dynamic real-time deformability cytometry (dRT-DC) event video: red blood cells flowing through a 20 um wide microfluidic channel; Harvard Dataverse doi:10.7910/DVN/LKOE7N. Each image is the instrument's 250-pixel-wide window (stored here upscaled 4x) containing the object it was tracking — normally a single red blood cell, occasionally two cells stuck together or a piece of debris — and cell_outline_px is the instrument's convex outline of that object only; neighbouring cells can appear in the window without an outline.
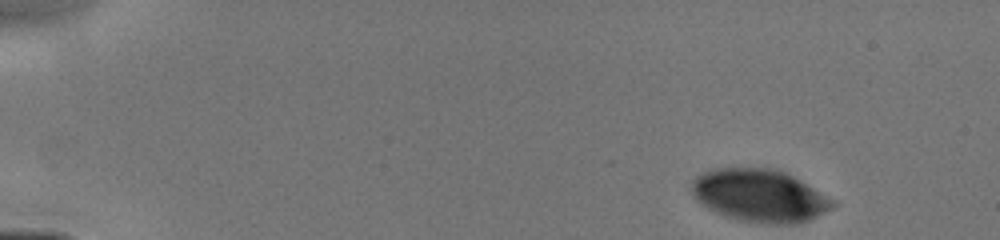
{"species": "human", "species_latin": "Homo sapiens", "temperature_condition": "cold", "stored_images_in_passage": 8, "camera_frame_rate_fps": 3000, "um_per_image_px": 0.085, "donor": {"sex": "male"}, "frame": {"image": 1, "passage_image": 1, "time_ms": 0.0, "image_size_px": [1000, 240], "cell_outline_px": [[836, 204], [832, 208], [808, 220], [796, 224], [760, 224], [736, 220], [724, 216], [700, 204], [696, 200], [692, 192], [692, 180], [696, 176], [704, 172], [716, 168], [776, 168], [800, 180], [836, 200]], "centroid_in_image_um": [64.57, 16.64], "position_along_channel_um": 20.4, "area_um2": 43.52}}
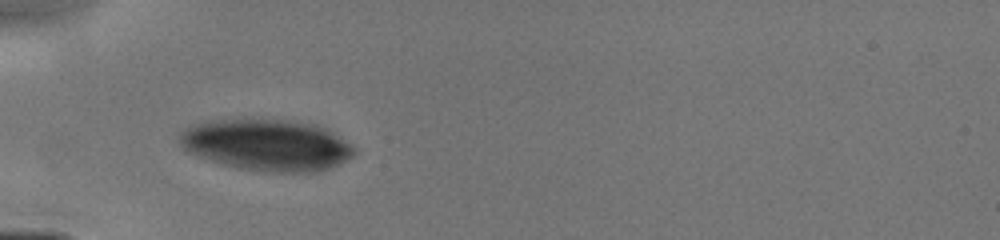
{"frame": {"image": 2, "passage_image": 7, "time_ms": 3.667, "image_size_px": [1000, 240], "cell_outline_px": [[356, 152], [352, 156], [340, 164], [328, 168], [312, 172], [264, 172], [236, 168], [220, 164], [184, 152], [176, 136], [184, 128], [204, 120], [288, 120], [316, 124], [324, 128], [344, 140], [356, 148]], "centroid_in_image_um": [22.6, 12.33], "position_along_channel_um": 62.4, "area_um2": 52.83}}